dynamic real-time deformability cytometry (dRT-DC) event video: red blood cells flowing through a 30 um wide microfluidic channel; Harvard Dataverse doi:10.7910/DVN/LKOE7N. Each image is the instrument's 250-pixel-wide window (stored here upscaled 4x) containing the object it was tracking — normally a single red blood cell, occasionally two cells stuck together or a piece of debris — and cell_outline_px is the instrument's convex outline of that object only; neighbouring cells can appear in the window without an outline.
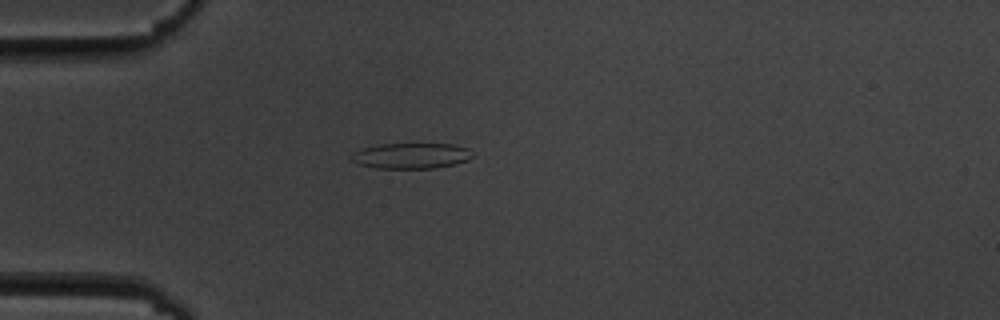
{"species": "common noctule bat (a hibernating species)", "species_latin": "Nyctalus noctula", "temperature_condition": "cold", "stored_images_in_passage": 6, "camera_frame_rate_fps": 3000, "um_per_image_px": 0.085, "animal": {"sex": "male", "body_mass_g": 19.5, "forearm_length_mm": 54.6}, "frame": {"image": 1, "passage_image": 5, "time_ms": 4.667, "image_size_px": [1000, 320], "cell_outline_px": [[472, 156], [468, 160], [456, 164], [432, 168], [376, 168], [360, 164], [352, 160], [348, 156], [364, 148], [376, 144], [456, 144], [468, 148]], "centroid_in_image_um": [34.96, 13.23], "position_along_channel_um": 50.0, "area_um2": 17.98}}